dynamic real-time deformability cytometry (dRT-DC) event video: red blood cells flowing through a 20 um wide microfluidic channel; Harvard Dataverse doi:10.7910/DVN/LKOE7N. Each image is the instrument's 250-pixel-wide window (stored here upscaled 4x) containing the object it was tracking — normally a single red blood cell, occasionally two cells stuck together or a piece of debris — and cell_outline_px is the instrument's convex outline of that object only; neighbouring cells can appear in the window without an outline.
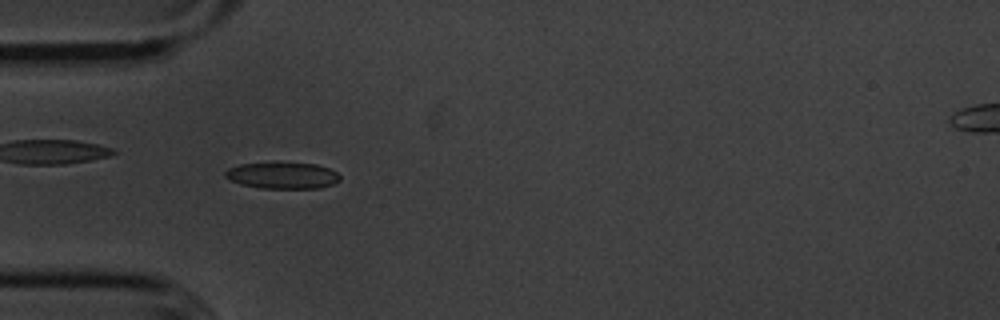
{"species": "common noctule bat (a hibernating species)", "species_latin": "Nyctalus noctula", "temperature_condition": "cold", "stored_images_in_passage": 55, "camera_frame_rate_fps": 3000, "um_per_image_px": 0.085, "animal": {"sex": "male", "body_mass_g": 20.1, "forearm_length_mm": 53.5}, "frame": {"image": 1, "passage_image": 16, "time_ms": 5.0, "image_size_px": [1000, 320], "cell_outline_px": [[340, 180], [336, 184], [320, 188], [260, 188], [240, 184], [228, 180], [224, 176], [224, 172], [228, 168], [240, 164], [316, 164], [328, 168], [336, 172], [340, 176]], "centroid_in_image_um": [24.01, 14.94], "position_along_channel_um": 61.0, "area_um2": 17.46}}
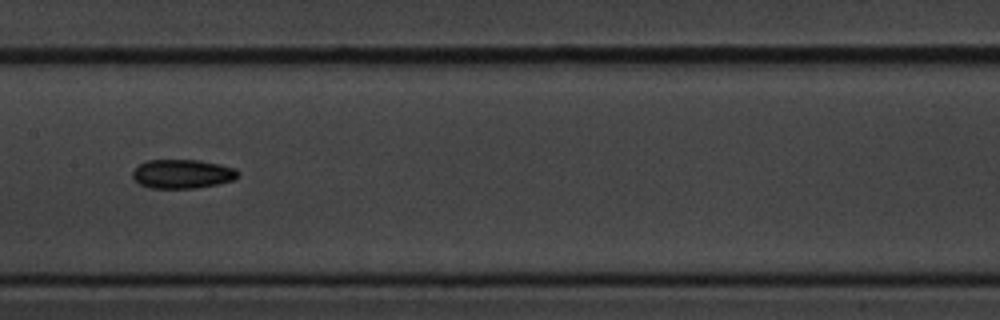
{"frame": {"image": 2, "passage_image": 27, "time_ms": 8.667, "image_size_px": [1000, 320], "cell_outline_px": [[240, 176], [236, 180], [196, 188], [152, 188], [140, 184], [132, 176], [132, 172], [140, 164], [148, 160], [200, 160], [220, 164], [236, 168], [240, 172]], "centroid_in_image_um": [15.57, 14.78], "position_along_channel_um": 191.8, "area_um2": 17.92}}
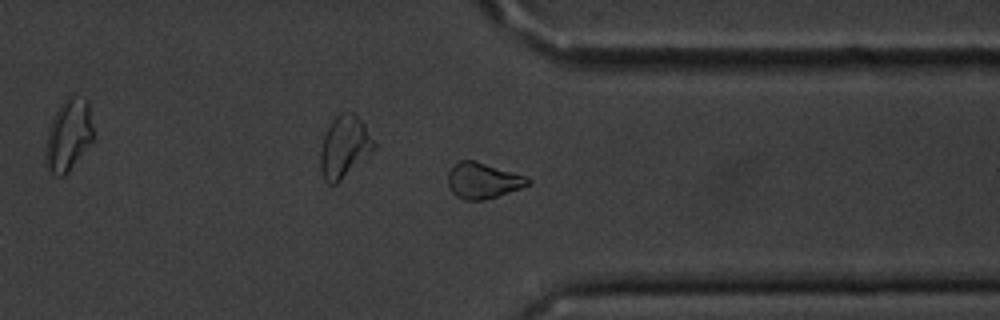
{"frame": {"image": 3, "passage_image": 42, "time_ms": 13.667, "image_size_px": [1000, 320], "cell_outline_px": [[532, 180], [528, 184], [520, 188], [496, 196], [480, 200], [464, 200], [456, 196], [448, 188], [448, 172], [452, 164], [460, 160], [476, 160], [528, 176]], "centroid_in_image_um": [41.02, 15.32], "position_along_channel_um": 370.4, "area_um2": 16.88}, "authors_computed_cell_mechanics": {"area_um2": 17.3978, "velocity_mm_per_s": 3.6065, "shape_relaxation_time_tau1_ms": 2.7913, "shape_relaxation_time_tau2_ms": 7.2541, "deformation_change_tau1": 0.0849, "deformation_change_tau2": 0.1447}}